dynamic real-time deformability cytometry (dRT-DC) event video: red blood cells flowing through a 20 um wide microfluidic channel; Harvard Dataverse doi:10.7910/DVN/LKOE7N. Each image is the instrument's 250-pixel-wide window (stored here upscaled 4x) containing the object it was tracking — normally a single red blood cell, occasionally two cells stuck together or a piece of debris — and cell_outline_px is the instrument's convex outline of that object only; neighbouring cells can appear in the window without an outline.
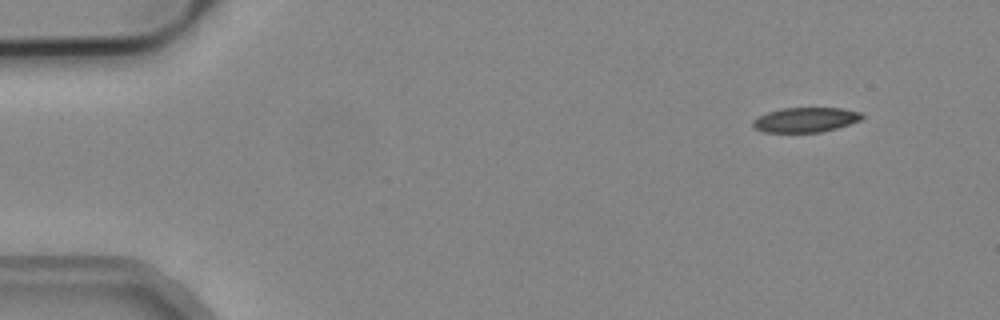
{"species": "common noctule bat (a hibernating species)", "species_latin": "Nyctalus noctula", "temperature_condition": "cold", "stored_images_in_passage": 4, "camera_frame_rate_fps": 3000, "um_per_image_px": 0.085, "animal": {"sex": "male", "body_mass_g": 19.2, "forearm_length_mm": 51.8}, "frame": {"image": 1, "passage_image": 1, "time_ms": 0.0, "image_size_px": [1000, 320], "cell_outline_px": [[864, 116], [860, 120], [836, 128], [820, 132], [764, 132], [756, 128], [752, 124], [752, 120], [768, 112], [784, 108], [840, 108], [860, 112]], "centroid_in_image_um": [68.47, 10.18], "position_along_channel_um": 16.5, "area_um2": 15.49}}
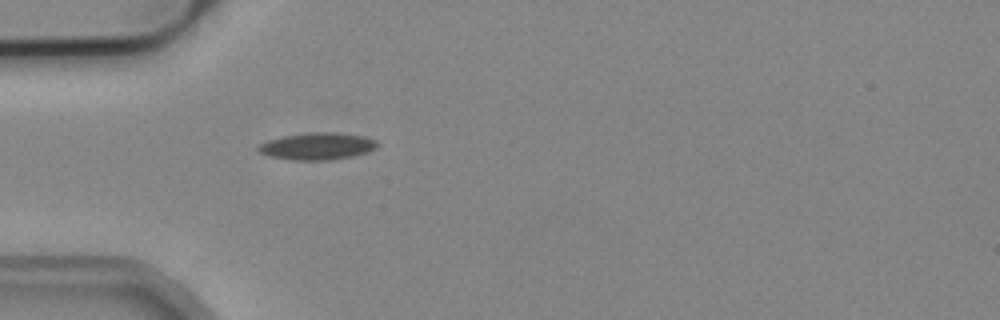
{"frame": {"image": 2, "passage_image": 4, "time_ms": 1.0, "image_size_px": [1000, 320], "cell_outline_px": [[376, 148], [352, 156], [328, 160], [292, 160], [268, 156], [260, 152], [256, 148], [260, 144], [268, 140], [284, 136], [308, 132], [336, 132], [364, 136], [376, 140]], "centroid_in_image_um": [26.93, 12.42], "position_along_channel_um": 58.1, "area_um2": 18.61}}